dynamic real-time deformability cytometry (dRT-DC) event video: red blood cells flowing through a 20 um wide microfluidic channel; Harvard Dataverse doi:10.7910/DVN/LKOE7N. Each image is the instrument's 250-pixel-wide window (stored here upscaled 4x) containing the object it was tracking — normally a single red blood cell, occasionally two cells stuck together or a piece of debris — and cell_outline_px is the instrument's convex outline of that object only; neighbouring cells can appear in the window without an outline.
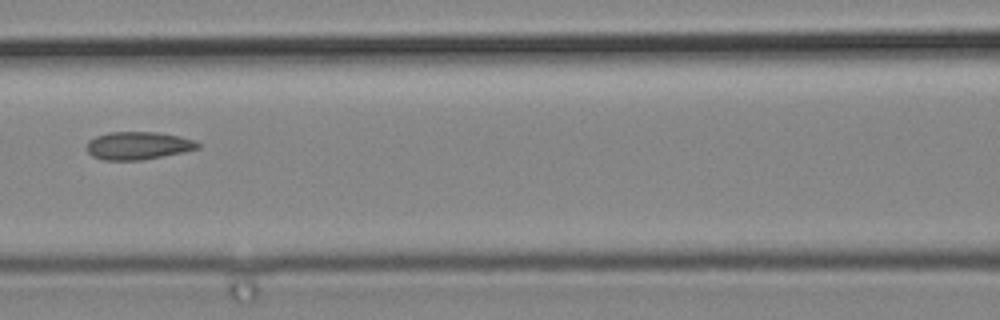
{"species": "common noctule bat (a hibernating species)", "species_latin": "Nyctalus noctula", "temperature_condition": "cold", "stored_images_in_passage": 6, "camera_frame_rate_fps": 3000, "um_per_image_px": 0.085, "animal": {"sex": "male", "body_mass_g": 19.2, "forearm_length_mm": 51.8}, "frame": {"image": 1, "passage_image": 6, "time_ms": 1.667, "image_size_px": [1000, 320], "cell_outline_px": [[200, 148], [184, 152], [140, 160], [104, 160], [92, 156], [88, 152], [88, 140], [96, 136], [108, 132], [160, 132], [180, 136], [196, 140], [200, 144]], "centroid_in_image_um": [11.77, 12.37], "position_along_channel_um": 154.8, "area_um2": 18.09}}